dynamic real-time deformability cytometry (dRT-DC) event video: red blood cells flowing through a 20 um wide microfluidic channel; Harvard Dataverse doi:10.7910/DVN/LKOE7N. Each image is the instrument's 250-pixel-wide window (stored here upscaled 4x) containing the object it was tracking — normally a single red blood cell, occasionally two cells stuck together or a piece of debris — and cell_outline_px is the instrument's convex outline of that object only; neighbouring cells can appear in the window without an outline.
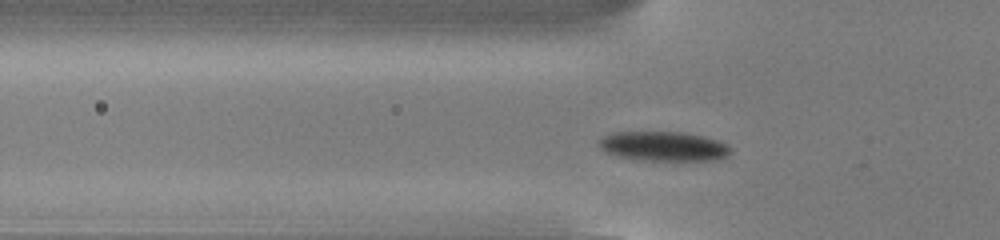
{"species": "common noctule bat (a hibernating species)", "species_latin": "Nyctalus noctula", "temperature_condition": "cold", "stored_images_in_passage": 48, "segment_of_instrument_passage": [1, 2], "camera_frame_rate_fps": 3000, "um_per_image_px": 0.085, "animal": {"sex": "male", "body_mass_g": 13.0, "forearm_length_mm": 53.1}, "frame": {"image": 1, "passage_image": 11, "time_ms": 3.333, "image_size_px": [1000, 240], "cell_outline_px": [[728, 156], [716, 160], [640, 160], [616, 156], [604, 152], [596, 144], [596, 140], [600, 136], [612, 132], [684, 132], [704, 136], [716, 140], [724, 144], [728, 148]], "centroid_in_image_um": [56.27, 12.42], "position_along_channel_um": 69.5, "area_um2": 22.83}}
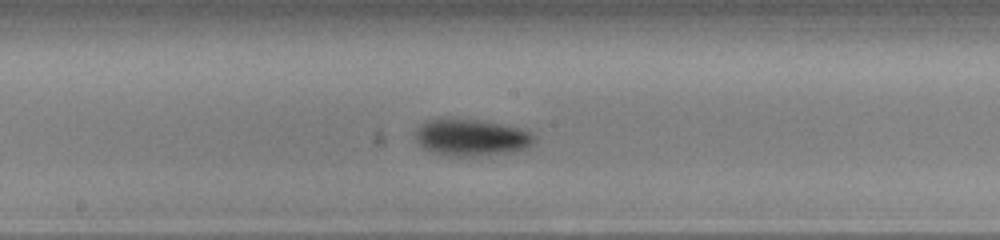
{"frame": {"image": 2, "passage_image": 22, "time_ms": 7.0, "image_size_px": [1000, 240], "cell_outline_px": [[536, 140], [528, 148], [516, 152], [472, 156], [444, 156], [432, 152], [424, 148], [416, 140], [416, 128], [424, 120], [452, 116], [480, 120], [524, 128], [532, 132], [536, 136]], "centroid_in_image_um": [40.08, 11.65], "position_along_channel_um": 208.1, "area_um2": 26.47}}
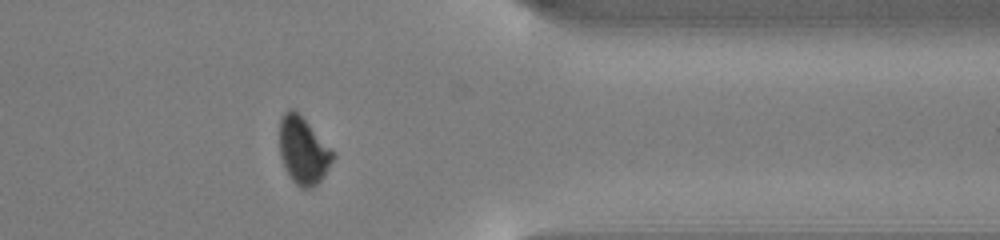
{"frame": {"image": 3, "passage_image": 37, "time_ms": 12.0, "image_size_px": [1000, 240], "cell_outline_px": [[336, 156], [320, 180], [312, 188], [300, 188], [292, 180], [280, 156], [280, 120], [284, 112], [288, 108], [292, 108], [308, 124]], "centroid_in_image_um": [25.75, 12.81], "position_along_channel_um": 385.7, "area_um2": 20.17}}